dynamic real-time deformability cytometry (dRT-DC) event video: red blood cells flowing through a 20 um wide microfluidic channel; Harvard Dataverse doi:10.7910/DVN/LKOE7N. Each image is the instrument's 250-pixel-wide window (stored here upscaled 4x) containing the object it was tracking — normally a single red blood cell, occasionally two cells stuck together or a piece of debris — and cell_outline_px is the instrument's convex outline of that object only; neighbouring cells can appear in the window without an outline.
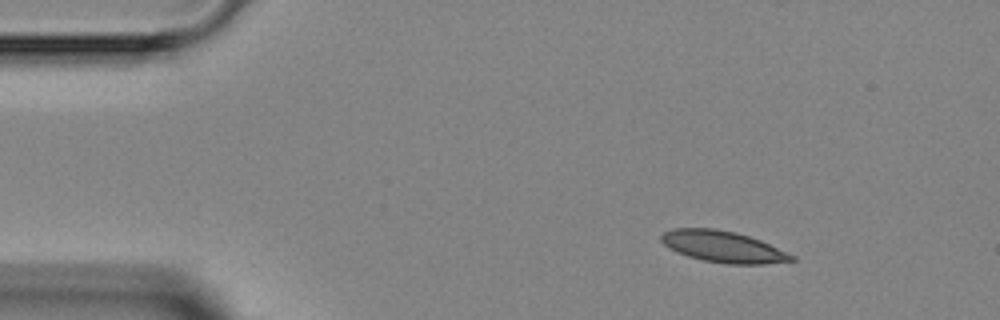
{"species": "Egyptian fruit bat (a non-hibernating species)", "species_latin": "Rousettus aegyptiacus", "temperature_condition": "room temperature", "stored_images_in_passage": 3, "camera_frame_rate_fps": 3000, "um_per_image_px": 0.085, "animal": {"sex": "female"}, "frame": {"image": 1, "passage_image": 1, "time_ms": 0.0, "image_size_px": [1000, 320], "cell_outline_px": [[796, 260], [764, 264], [728, 264], [704, 260], [688, 256], [668, 248], [660, 240], [660, 236], [664, 232], [672, 228], [716, 228], [736, 232], [760, 240], [796, 256]], "centroid_in_image_um": [61.45, 20.96], "position_along_channel_um": 23.5, "area_um2": 23.81}}